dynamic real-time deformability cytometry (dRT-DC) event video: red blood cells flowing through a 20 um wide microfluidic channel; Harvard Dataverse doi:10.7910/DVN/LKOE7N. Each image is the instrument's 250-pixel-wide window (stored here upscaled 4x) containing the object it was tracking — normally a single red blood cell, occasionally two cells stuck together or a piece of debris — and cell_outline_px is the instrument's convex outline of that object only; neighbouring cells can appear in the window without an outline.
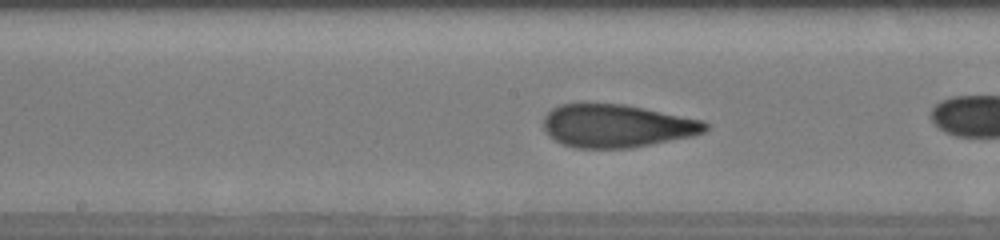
{"species": "human", "species_latin": "Homo sapiens", "temperature_condition": "cold", "stored_images_in_passage": 31, "camera_frame_rate_fps": 3000, "um_per_image_px": 0.085, "donor": {"sex": "male"}, "frame": {"image": 1, "passage_image": 18, "time_ms": 3.667, "image_size_px": [1000, 240], "cell_outline_px": [[708, 128], [704, 132], [692, 136], [632, 148], [576, 148], [564, 144], [548, 136], [544, 128], [544, 116], [552, 108], [560, 104], [624, 104], [704, 120], [708, 124]], "centroid_in_image_um": [52.43, 10.7], "position_along_channel_um": 195.8, "area_um2": 40.52}}